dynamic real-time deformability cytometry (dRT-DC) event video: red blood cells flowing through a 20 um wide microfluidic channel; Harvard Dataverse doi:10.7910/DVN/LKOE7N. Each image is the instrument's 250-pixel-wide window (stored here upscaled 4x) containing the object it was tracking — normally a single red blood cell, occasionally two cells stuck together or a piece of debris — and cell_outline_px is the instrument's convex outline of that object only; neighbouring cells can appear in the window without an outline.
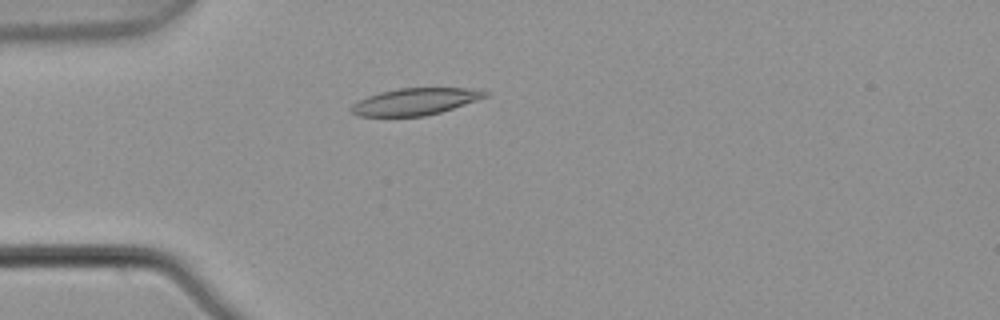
{"species": "common noctule bat (a hibernating species)", "species_latin": "Nyctalus noctula", "temperature_condition": "warm", "stored_images_in_passage": 5, "camera_frame_rate_fps": 3000, "um_per_image_px": 0.085, "animal": {"sex": "male", "body_mass_g": 21.5, "forearm_length_mm": 52.0}, "frame": {"image": 1, "passage_image": 4, "time_ms": 1.0, "image_size_px": [1000, 320], "cell_outline_px": [[488, 96], [440, 112], [424, 116], [356, 116], [352, 112], [352, 104], [368, 96], [380, 92], [396, 88], [468, 88], [488, 92]], "centroid_in_image_um": [35.26, 8.63], "position_along_channel_um": 49.7, "area_um2": 20.63}}